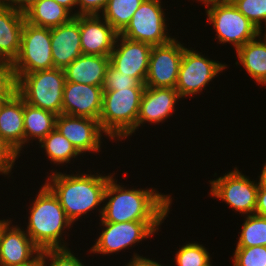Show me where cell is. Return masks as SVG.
<instances>
[{
  "label": "cell",
  "mask_w": 266,
  "mask_h": 266,
  "mask_svg": "<svg viewBox=\"0 0 266 266\" xmlns=\"http://www.w3.org/2000/svg\"><path fill=\"white\" fill-rule=\"evenodd\" d=\"M19 154L0 137V174L9 175Z\"/></svg>",
  "instance_id": "35"
},
{
  "label": "cell",
  "mask_w": 266,
  "mask_h": 266,
  "mask_svg": "<svg viewBox=\"0 0 266 266\" xmlns=\"http://www.w3.org/2000/svg\"><path fill=\"white\" fill-rule=\"evenodd\" d=\"M37 1L38 0H0V2H3L7 7L20 11L22 13H24Z\"/></svg>",
  "instance_id": "37"
},
{
  "label": "cell",
  "mask_w": 266,
  "mask_h": 266,
  "mask_svg": "<svg viewBox=\"0 0 266 266\" xmlns=\"http://www.w3.org/2000/svg\"><path fill=\"white\" fill-rule=\"evenodd\" d=\"M51 48L54 68L65 69L82 54L80 15L66 24L51 28Z\"/></svg>",
  "instance_id": "19"
},
{
  "label": "cell",
  "mask_w": 266,
  "mask_h": 266,
  "mask_svg": "<svg viewBox=\"0 0 266 266\" xmlns=\"http://www.w3.org/2000/svg\"><path fill=\"white\" fill-rule=\"evenodd\" d=\"M113 177L105 188L103 203L107 201L99 209L101 222H164L170 212L171 195H163L153 188L127 189Z\"/></svg>",
  "instance_id": "1"
},
{
  "label": "cell",
  "mask_w": 266,
  "mask_h": 266,
  "mask_svg": "<svg viewBox=\"0 0 266 266\" xmlns=\"http://www.w3.org/2000/svg\"><path fill=\"white\" fill-rule=\"evenodd\" d=\"M200 2H202L203 4H208V3H212V2H218V1H224V0H198Z\"/></svg>",
  "instance_id": "44"
},
{
  "label": "cell",
  "mask_w": 266,
  "mask_h": 266,
  "mask_svg": "<svg viewBox=\"0 0 266 266\" xmlns=\"http://www.w3.org/2000/svg\"><path fill=\"white\" fill-rule=\"evenodd\" d=\"M24 99L16 93L0 109V137L19 155L24 147Z\"/></svg>",
  "instance_id": "21"
},
{
  "label": "cell",
  "mask_w": 266,
  "mask_h": 266,
  "mask_svg": "<svg viewBox=\"0 0 266 266\" xmlns=\"http://www.w3.org/2000/svg\"><path fill=\"white\" fill-rule=\"evenodd\" d=\"M11 224L4 228L1 235L0 266H26L39 257L41 250L24 229Z\"/></svg>",
  "instance_id": "16"
},
{
  "label": "cell",
  "mask_w": 266,
  "mask_h": 266,
  "mask_svg": "<svg viewBox=\"0 0 266 266\" xmlns=\"http://www.w3.org/2000/svg\"><path fill=\"white\" fill-rule=\"evenodd\" d=\"M26 266H43L42 260L40 259V257H38L34 262H32Z\"/></svg>",
  "instance_id": "43"
},
{
  "label": "cell",
  "mask_w": 266,
  "mask_h": 266,
  "mask_svg": "<svg viewBox=\"0 0 266 266\" xmlns=\"http://www.w3.org/2000/svg\"><path fill=\"white\" fill-rule=\"evenodd\" d=\"M145 88L103 91L99 123L110 140L125 139L137 130L141 98Z\"/></svg>",
  "instance_id": "4"
},
{
  "label": "cell",
  "mask_w": 266,
  "mask_h": 266,
  "mask_svg": "<svg viewBox=\"0 0 266 266\" xmlns=\"http://www.w3.org/2000/svg\"><path fill=\"white\" fill-rule=\"evenodd\" d=\"M258 37L245 43L236 50L240 64L255 80L256 83L266 85V32L264 39ZM259 38V39H257Z\"/></svg>",
  "instance_id": "23"
},
{
  "label": "cell",
  "mask_w": 266,
  "mask_h": 266,
  "mask_svg": "<svg viewBox=\"0 0 266 266\" xmlns=\"http://www.w3.org/2000/svg\"><path fill=\"white\" fill-rule=\"evenodd\" d=\"M226 66L193 49L185 48L175 89L181 98L199 94Z\"/></svg>",
  "instance_id": "11"
},
{
  "label": "cell",
  "mask_w": 266,
  "mask_h": 266,
  "mask_svg": "<svg viewBox=\"0 0 266 266\" xmlns=\"http://www.w3.org/2000/svg\"><path fill=\"white\" fill-rule=\"evenodd\" d=\"M54 1L60 4L61 6L65 7L66 9H68L76 17V11L73 12L72 10L75 9V7L77 6V0H54Z\"/></svg>",
  "instance_id": "40"
},
{
  "label": "cell",
  "mask_w": 266,
  "mask_h": 266,
  "mask_svg": "<svg viewBox=\"0 0 266 266\" xmlns=\"http://www.w3.org/2000/svg\"><path fill=\"white\" fill-rule=\"evenodd\" d=\"M57 114L32 106L24 100V145L30 140L40 143L56 127Z\"/></svg>",
  "instance_id": "25"
},
{
  "label": "cell",
  "mask_w": 266,
  "mask_h": 266,
  "mask_svg": "<svg viewBox=\"0 0 266 266\" xmlns=\"http://www.w3.org/2000/svg\"><path fill=\"white\" fill-rule=\"evenodd\" d=\"M108 0H77L76 16L78 15H100L104 11ZM100 12V13H99Z\"/></svg>",
  "instance_id": "36"
},
{
  "label": "cell",
  "mask_w": 266,
  "mask_h": 266,
  "mask_svg": "<svg viewBox=\"0 0 266 266\" xmlns=\"http://www.w3.org/2000/svg\"><path fill=\"white\" fill-rule=\"evenodd\" d=\"M160 3L161 0H144L120 35L152 46L169 43L173 37L168 35L166 17Z\"/></svg>",
  "instance_id": "8"
},
{
  "label": "cell",
  "mask_w": 266,
  "mask_h": 266,
  "mask_svg": "<svg viewBox=\"0 0 266 266\" xmlns=\"http://www.w3.org/2000/svg\"><path fill=\"white\" fill-rule=\"evenodd\" d=\"M24 23V13L0 2V61L13 63L18 57Z\"/></svg>",
  "instance_id": "20"
},
{
  "label": "cell",
  "mask_w": 266,
  "mask_h": 266,
  "mask_svg": "<svg viewBox=\"0 0 266 266\" xmlns=\"http://www.w3.org/2000/svg\"><path fill=\"white\" fill-rule=\"evenodd\" d=\"M245 217L236 247L266 246V216L251 214Z\"/></svg>",
  "instance_id": "28"
},
{
  "label": "cell",
  "mask_w": 266,
  "mask_h": 266,
  "mask_svg": "<svg viewBox=\"0 0 266 266\" xmlns=\"http://www.w3.org/2000/svg\"><path fill=\"white\" fill-rule=\"evenodd\" d=\"M211 261L207 249L198 243H187L176 252L177 266H206Z\"/></svg>",
  "instance_id": "29"
},
{
  "label": "cell",
  "mask_w": 266,
  "mask_h": 266,
  "mask_svg": "<svg viewBox=\"0 0 266 266\" xmlns=\"http://www.w3.org/2000/svg\"><path fill=\"white\" fill-rule=\"evenodd\" d=\"M258 183L263 189H266V162L263 165Z\"/></svg>",
  "instance_id": "41"
},
{
  "label": "cell",
  "mask_w": 266,
  "mask_h": 266,
  "mask_svg": "<svg viewBox=\"0 0 266 266\" xmlns=\"http://www.w3.org/2000/svg\"><path fill=\"white\" fill-rule=\"evenodd\" d=\"M109 64V56L81 54L64 69L66 81L102 87Z\"/></svg>",
  "instance_id": "22"
},
{
  "label": "cell",
  "mask_w": 266,
  "mask_h": 266,
  "mask_svg": "<svg viewBox=\"0 0 266 266\" xmlns=\"http://www.w3.org/2000/svg\"><path fill=\"white\" fill-rule=\"evenodd\" d=\"M11 222V220H0V239H1V235H2V232L4 230V228Z\"/></svg>",
  "instance_id": "42"
},
{
  "label": "cell",
  "mask_w": 266,
  "mask_h": 266,
  "mask_svg": "<svg viewBox=\"0 0 266 266\" xmlns=\"http://www.w3.org/2000/svg\"><path fill=\"white\" fill-rule=\"evenodd\" d=\"M5 101H0V109H1V106H2V104L4 103Z\"/></svg>",
  "instance_id": "45"
},
{
  "label": "cell",
  "mask_w": 266,
  "mask_h": 266,
  "mask_svg": "<svg viewBox=\"0 0 266 266\" xmlns=\"http://www.w3.org/2000/svg\"><path fill=\"white\" fill-rule=\"evenodd\" d=\"M51 50V28L35 26L25 21L19 55L12 63L15 74L54 68Z\"/></svg>",
  "instance_id": "7"
},
{
  "label": "cell",
  "mask_w": 266,
  "mask_h": 266,
  "mask_svg": "<svg viewBox=\"0 0 266 266\" xmlns=\"http://www.w3.org/2000/svg\"><path fill=\"white\" fill-rule=\"evenodd\" d=\"M126 266H163L157 261L150 260L149 258L139 256L137 253H134L132 259Z\"/></svg>",
  "instance_id": "39"
},
{
  "label": "cell",
  "mask_w": 266,
  "mask_h": 266,
  "mask_svg": "<svg viewBox=\"0 0 266 266\" xmlns=\"http://www.w3.org/2000/svg\"><path fill=\"white\" fill-rule=\"evenodd\" d=\"M180 98L175 88L145 87L139 107L137 129L146 122L158 124L170 118Z\"/></svg>",
  "instance_id": "18"
},
{
  "label": "cell",
  "mask_w": 266,
  "mask_h": 266,
  "mask_svg": "<svg viewBox=\"0 0 266 266\" xmlns=\"http://www.w3.org/2000/svg\"><path fill=\"white\" fill-rule=\"evenodd\" d=\"M144 0H108L101 16L120 34Z\"/></svg>",
  "instance_id": "27"
},
{
  "label": "cell",
  "mask_w": 266,
  "mask_h": 266,
  "mask_svg": "<svg viewBox=\"0 0 266 266\" xmlns=\"http://www.w3.org/2000/svg\"><path fill=\"white\" fill-rule=\"evenodd\" d=\"M104 227L90 253L112 254L147 239L159 230L163 222L127 221L101 222Z\"/></svg>",
  "instance_id": "9"
},
{
  "label": "cell",
  "mask_w": 266,
  "mask_h": 266,
  "mask_svg": "<svg viewBox=\"0 0 266 266\" xmlns=\"http://www.w3.org/2000/svg\"><path fill=\"white\" fill-rule=\"evenodd\" d=\"M206 266H212L211 262H209Z\"/></svg>",
  "instance_id": "46"
},
{
  "label": "cell",
  "mask_w": 266,
  "mask_h": 266,
  "mask_svg": "<svg viewBox=\"0 0 266 266\" xmlns=\"http://www.w3.org/2000/svg\"><path fill=\"white\" fill-rule=\"evenodd\" d=\"M17 93L26 103L62 114L63 91L66 82L61 68L38 70L32 73L16 74Z\"/></svg>",
  "instance_id": "5"
},
{
  "label": "cell",
  "mask_w": 266,
  "mask_h": 266,
  "mask_svg": "<svg viewBox=\"0 0 266 266\" xmlns=\"http://www.w3.org/2000/svg\"><path fill=\"white\" fill-rule=\"evenodd\" d=\"M210 196L224 201L240 214H255L259 183L251 181L237 167L224 176L210 181Z\"/></svg>",
  "instance_id": "10"
},
{
  "label": "cell",
  "mask_w": 266,
  "mask_h": 266,
  "mask_svg": "<svg viewBox=\"0 0 266 266\" xmlns=\"http://www.w3.org/2000/svg\"><path fill=\"white\" fill-rule=\"evenodd\" d=\"M47 157L53 164L70 163L72 158L81 155L72 143L64 137L56 128L51 131L40 143Z\"/></svg>",
  "instance_id": "26"
},
{
  "label": "cell",
  "mask_w": 266,
  "mask_h": 266,
  "mask_svg": "<svg viewBox=\"0 0 266 266\" xmlns=\"http://www.w3.org/2000/svg\"><path fill=\"white\" fill-rule=\"evenodd\" d=\"M112 176L98 173L69 175L56 170L45 184L57 196L67 218L74 224L79 217L100 206L106 185Z\"/></svg>",
  "instance_id": "2"
},
{
  "label": "cell",
  "mask_w": 266,
  "mask_h": 266,
  "mask_svg": "<svg viewBox=\"0 0 266 266\" xmlns=\"http://www.w3.org/2000/svg\"><path fill=\"white\" fill-rule=\"evenodd\" d=\"M207 7V20L213 25L221 44L231 43L237 50L262 34L230 0L212 2Z\"/></svg>",
  "instance_id": "6"
},
{
  "label": "cell",
  "mask_w": 266,
  "mask_h": 266,
  "mask_svg": "<svg viewBox=\"0 0 266 266\" xmlns=\"http://www.w3.org/2000/svg\"><path fill=\"white\" fill-rule=\"evenodd\" d=\"M118 34L101 15H80L82 54L110 56Z\"/></svg>",
  "instance_id": "17"
},
{
  "label": "cell",
  "mask_w": 266,
  "mask_h": 266,
  "mask_svg": "<svg viewBox=\"0 0 266 266\" xmlns=\"http://www.w3.org/2000/svg\"><path fill=\"white\" fill-rule=\"evenodd\" d=\"M176 39L173 38L163 45L152 46L144 83L146 87H176L180 63L186 48Z\"/></svg>",
  "instance_id": "12"
},
{
  "label": "cell",
  "mask_w": 266,
  "mask_h": 266,
  "mask_svg": "<svg viewBox=\"0 0 266 266\" xmlns=\"http://www.w3.org/2000/svg\"><path fill=\"white\" fill-rule=\"evenodd\" d=\"M233 266H266V246L236 247Z\"/></svg>",
  "instance_id": "31"
},
{
  "label": "cell",
  "mask_w": 266,
  "mask_h": 266,
  "mask_svg": "<svg viewBox=\"0 0 266 266\" xmlns=\"http://www.w3.org/2000/svg\"><path fill=\"white\" fill-rule=\"evenodd\" d=\"M144 83H140L137 79L133 78L130 75L121 73L115 69L111 64L108 65L104 83V91H114L119 89L127 88H145Z\"/></svg>",
  "instance_id": "32"
},
{
  "label": "cell",
  "mask_w": 266,
  "mask_h": 266,
  "mask_svg": "<svg viewBox=\"0 0 266 266\" xmlns=\"http://www.w3.org/2000/svg\"><path fill=\"white\" fill-rule=\"evenodd\" d=\"M18 80L11 62L0 61V101H8L17 93Z\"/></svg>",
  "instance_id": "34"
},
{
  "label": "cell",
  "mask_w": 266,
  "mask_h": 266,
  "mask_svg": "<svg viewBox=\"0 0 266 266\" xmlns=\"http://www.w3.org/2000/svg\"><path fill=\"white\" fill-rule=\"evenodd\" d=\"M24 16L26 22L47 28L66 24L75 17L54 0H38L24 12Z\"/></svg>",
  "instance_id": "24"
},
{
  "label": "cell",
  "mask_w": 266,
  "mask_h": 266,
  "mask_svg": "<svg viewBox=\"0 0 266 266\" xmlns=\"http://www.w3.org/2000/svg\"><path fill=\"white\" fill-rule=\"evenodd\" d=\"M39 257L43 266H47V260L48 262L51 261L48 266H85L82 261L73 255L70 248L42 250Z\"/></svg>",
  "instance_id": "33"
},
{
  "label": "cell",
  "mask_w": 266,
  "mask_h": 266,
  "mask_svg": "<svg viewBox=\"0 0 266 266\" xmlns=\"http://www.w3.org/2000/svg\"><path fill=\"white\" fill-rule=\"evenodd\" d=\"M237 9L251 21L260 32L263 31L262 22L266 28V0H231ZM266 32V29H265Z\"/></svg>",
  "instance_id": "30"
},
{
  "label": "cell",
  "mask_w": 266,
  "mask_h": 266,
  "mask_svg": "<svg viewBox=\"0 0 266 266\" xmlns=\"http://www.w3.org/2000/svg\"><path fill=\"white\" fill-rule=\"evenodd\" d=\"M103 91L101 86L66 81L63 91L62 114L93 118L99 121Z\"/></svg>",
  "instance_id": "15"
},
{
  "label": "cell",
  "mask_w": 266,
  "mask_h": 266,
  "mask_svg": "<svg viewBox=\"0 0 266 266\" xmlns=\"http://www.w3.org/2000/svg\"><path fill=\"white\" fill-rule=\"evenodd\" d=\"M255 214L266 216V189H263L260 185L257 191Z\"/></svg>",
  "instance_id": "38"
},
{
  "label": "cell",
  "mask_w": 266,
  "mask_h": 266,
  "mask_svg": "<svg viewBox=\"0 0 266 266\" xmlns=\"http://www.w3.org/2000/svg\"><path fill=\"white\" fill-rule=\"evenodd\" d=\"M152 45L129 40L118 34L110 53V64L126 75L145 83Z\"/></svg>",
  "instance_id": "13"
},
{
  "label": "cell",
  "mask_w": 266,
  "mask_h": 266,
  "mask_svg": "<svg viewBox=\"0 0 266 266\" xmlns=\"http://www.w3.org/2000/svg\"><path fill=\"white\" fill-rule=\"evenodd\" d=\"M29 215L25 232L41 251L68 248L62 235L65 228H71L73 223L67 218L57 196L45 183L32 203Z\"/></svg>",
  "instance_id": "3"
},
{
  "label": "cell",
  "mask_w": 266,
  "mask_h": 266,
  "mask_svg": "<svg viewBox=\"0 0 266 266\" xmlns=\"http://www.w3.org/2000/svg\"><path fill=\"white\" fill-rule=\"evenodd\" d=\"M66 137L80 154L100 152L102 130L98 120L77 117L67 114L57 115L56 127Z\"/></svg>",
  "instance_id": "14"
}]
</instances>
